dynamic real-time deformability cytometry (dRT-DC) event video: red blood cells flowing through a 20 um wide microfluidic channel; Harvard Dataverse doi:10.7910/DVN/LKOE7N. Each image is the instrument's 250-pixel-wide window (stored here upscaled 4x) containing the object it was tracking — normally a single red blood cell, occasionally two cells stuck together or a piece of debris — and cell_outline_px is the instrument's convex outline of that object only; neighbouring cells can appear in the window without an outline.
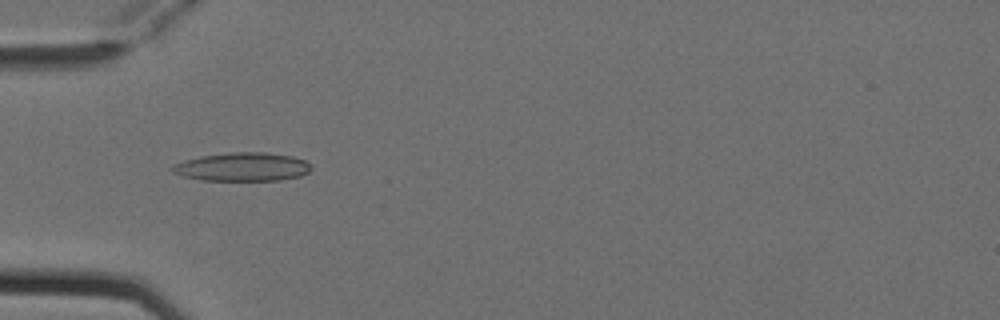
{"species": "Egyptian fruit bat (a non-hibernating species)", "species_latin": "Rousettus aegyptiacus", "temperature_condition": "cold", "stored_images_in_passage": 6, "camera_frame_rate_fps": 3000, "um_per_image_px": 0.085, "animal": {"sex": "female"}, "frame": {"image": 1, "passage_image": 5, "time_ms": 1.333, "image_size_px": [1000, 320], "cell_outline_px": [[312, 168], [308, 172], [300, 176], [280, 180], [200, 180], [184, 176], [172, 172], [168, 168], [172, 164], [184, 160], [200, 156], [232, 152], [264, 152], [292, 156], [304, 160]], "centroid_in_image_um": [20.55, 14.18], "position_along_channel_um": 64.4, "area_um2": 23.12}}
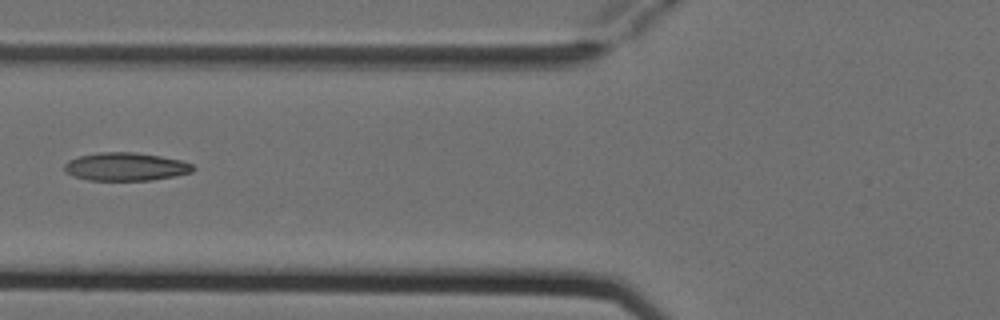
{"frame": {"image": 2, "passage_image": 6, "time_ms": 1.667, "image_size_px": [1000, 320], "cell_outline_px": [[196, 168], [192, 172], [176, 176], [152, 180], [88, 180], [72, 176], [64, 172], [64, 164], [68, 160], [80, 156], [100, 152], [132, 152], [160, 156], [180, 160], [192, 164]], "centroid_in_image_um": [10.67, 14.17], "position_along_channel_um": 115.1, "area_um2": 21.15}}